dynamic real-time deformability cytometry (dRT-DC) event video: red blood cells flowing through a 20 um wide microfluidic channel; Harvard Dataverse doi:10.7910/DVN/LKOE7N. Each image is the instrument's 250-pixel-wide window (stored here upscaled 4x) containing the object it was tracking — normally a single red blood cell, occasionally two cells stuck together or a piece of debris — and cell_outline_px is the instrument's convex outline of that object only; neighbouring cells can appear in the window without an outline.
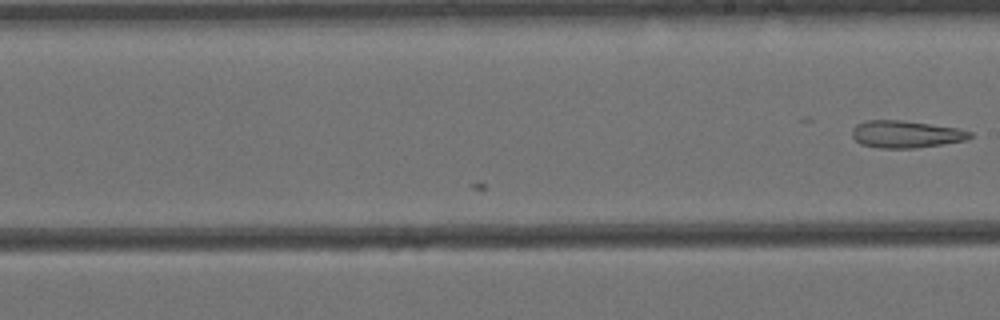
{"species": "Egyptian fruit bat (a non-hibernating species)", "species_latin": "Rousettus aegyptiacus", "temperature_condition": "cold", "stored_images_in_passage": 15, "camera_frame_rate_fps": 3000, "um_per_image_px": 0.085, "animal": {"sex": "female"}, "frame": {"image": 1, "passage_image": 15, "time_ms": 4.667, "image_size_px": [1000, 320], "cell_outline_px": [[972, 136], [968, 140], [916, 148], [880, 148], [860, 144], [852, 136], [852, 128], [856, 124], [868, 120], [900, 120], [956, 128], [972, 132]], "centroid_in_image_um": [76.98, 11.41], "position_along_channel_um": 212.0, "area_um2": 18.61}}